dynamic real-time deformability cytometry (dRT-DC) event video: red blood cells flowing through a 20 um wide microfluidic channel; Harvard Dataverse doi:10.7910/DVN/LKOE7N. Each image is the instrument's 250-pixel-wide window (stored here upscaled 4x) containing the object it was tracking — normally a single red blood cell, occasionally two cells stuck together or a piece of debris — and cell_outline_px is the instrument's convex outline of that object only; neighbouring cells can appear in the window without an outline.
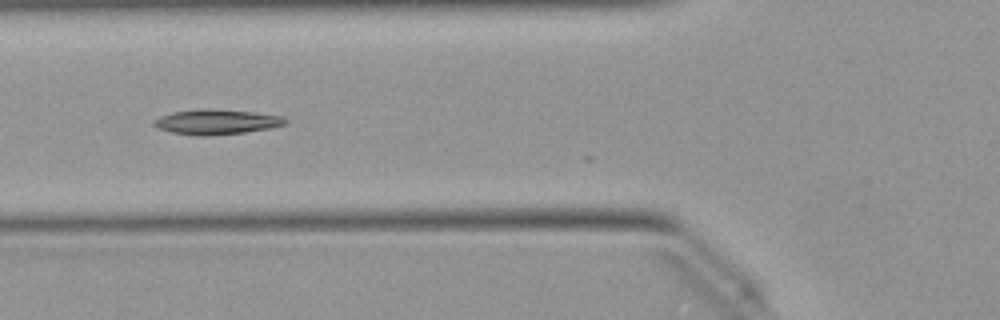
{"species": "Egyptian fruit bat (a non-hibernating species)", "species_latin": "Rousettus aegyptiacus", "temperature_condition": "warm", "stored_images_in_passage": 12, "camera_frame_rate_fps": 3000, "um_per_image_px": 0.085, "animal": {"sex": "female"}, "frame": {"image": 1, "passage_image": 7, "time_ms": 2.0, "image_size_px": [1000, 320], "cell_outline_px": [[288, 124], [272, 128], [244, 132], [208, 136], [200, 136], [172, 132], [156, 128], [152, 124], [152, 120], [160, 116], [172, 112], [200, 108], [208, 108], [252, 112], [284, 116], [288, 120]], "centroid_in_image_um": [18.4, 10.35], "position_along_channel_um": 107.4, "area_um2": 19.42}}
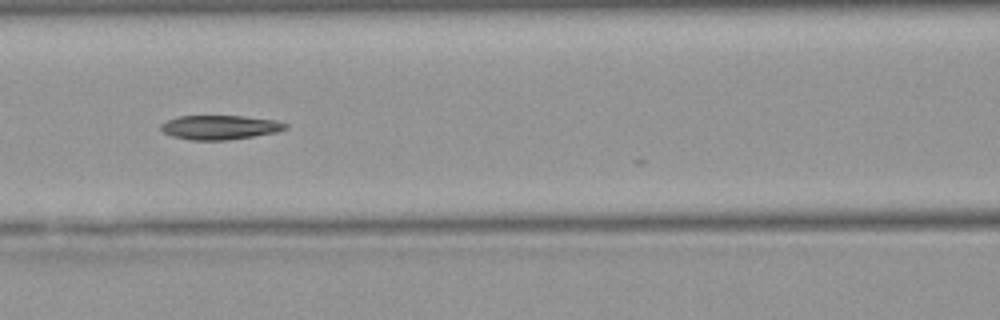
{"frame": {"image": 2, "passage_image": 10, "time_ms": 3.0, "image_size_px": [1000, 320], "cell_outline_px": [[288, 128], [276, 132], [228, 140], [188, 140], [172, 136], [164, 132], [160, 128], [160, 124], [176, 116], [244, 116], [276, 120], [288, 124]], "centroid_in_image_um": [18.68, 10.82], "position_along_channel_um": 147.9, "area_um2": 17.63}}